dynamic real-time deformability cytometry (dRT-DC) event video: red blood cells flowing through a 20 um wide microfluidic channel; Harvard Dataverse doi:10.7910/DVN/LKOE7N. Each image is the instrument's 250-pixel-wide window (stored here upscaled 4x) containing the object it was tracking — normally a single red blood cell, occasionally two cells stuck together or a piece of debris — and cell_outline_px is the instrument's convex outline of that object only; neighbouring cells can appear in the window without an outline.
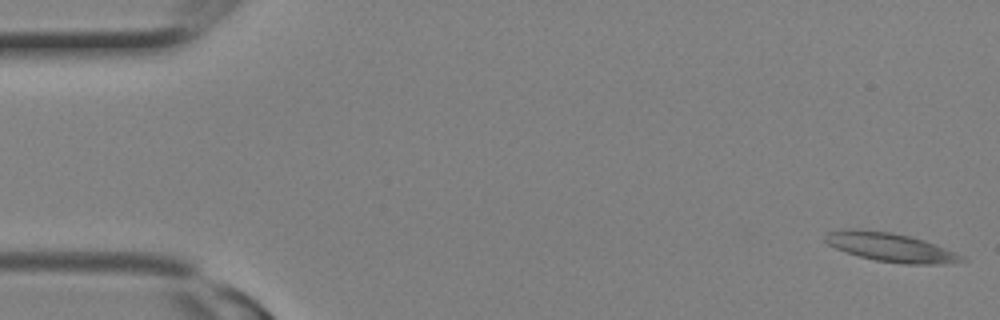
{"species": "Egyptian fruit bat (a non-hibernating species)", "species_latin": "Rousettus aegyptiacus", "temperature_condition": "room temperature", "stored_images_in_passage": 7, "camera_frame_rate_fps": 3000, "um_per_image_px": 0.085, "animal": {"sex": "female"}, "frame": {"image": 1, "passage_image": 1, "time_ms": 0.0, "image_size_px": [1000, 320], "cell_outline_px": [[964, 260], [944, 264], [904, 264], [876, 260], [860, 256], [836, 248], [828, 244], [824, 240], [824, 236], [828, 232], [848, 228], [860, 228], [892, 232], [924, 240], [964, 256]], "centroid_in_image_um": [75.65, 21.0], "position_along_channel_um": 9.3, "area_um2": 22.72}}